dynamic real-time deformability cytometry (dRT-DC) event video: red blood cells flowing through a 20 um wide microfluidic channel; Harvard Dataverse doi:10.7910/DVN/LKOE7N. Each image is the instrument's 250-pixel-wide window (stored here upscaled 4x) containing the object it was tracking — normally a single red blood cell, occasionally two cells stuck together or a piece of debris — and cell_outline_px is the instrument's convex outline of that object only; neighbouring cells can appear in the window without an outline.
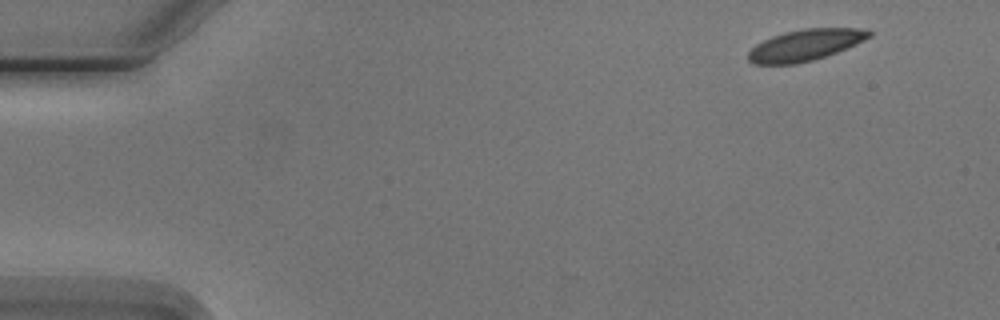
{"species": "Egyptian fruit bat (a non-hibernating species)", "species_latin": "Rousettus aegyptiacus", "temperature_condition": "cold", "stored_images_in_passage": 6, "camera_frame_rate_fps": 3000, "um_per_image_px": 0.085, "animal": {"sex": "male"}, "frame": {"image": 1, "passage_image": 1, "time_ms": 0.0, "image_size_px": [1000, 320], "cell_outline_px": [[872, 36], [856, 44], [836, 52], [812, 60], [796, 64], [756, 64], [748, 60], [748, 52], [756, 44], [772, 36], [784, 32], [804, 28], [856, 28], [872, 32]], "centroid_in_image_um": [68.43, 3.82], "position_along_channel_um": 16.6, "area_um2": 21.85}}
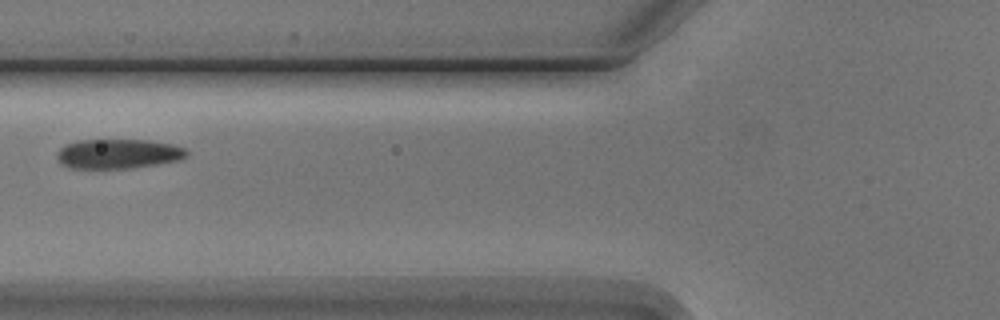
{"frame": {"image": 2, "passage_image": 6, "time_ms": 5.667, "image_size_px": [1000, 320], "cell_outline_px": [[188, 156], [180, 160], [132, 168], [68, 168], [60, 164], [56, 156], [56, 152], [64, 144], [76, 140], [148, 140], [172, 144], [184, 148], [188, 152]], "centroid_in_image_um": [10.01, 13.07], "position_along_channel_um": 115.8, "area_um2": 22.6}}